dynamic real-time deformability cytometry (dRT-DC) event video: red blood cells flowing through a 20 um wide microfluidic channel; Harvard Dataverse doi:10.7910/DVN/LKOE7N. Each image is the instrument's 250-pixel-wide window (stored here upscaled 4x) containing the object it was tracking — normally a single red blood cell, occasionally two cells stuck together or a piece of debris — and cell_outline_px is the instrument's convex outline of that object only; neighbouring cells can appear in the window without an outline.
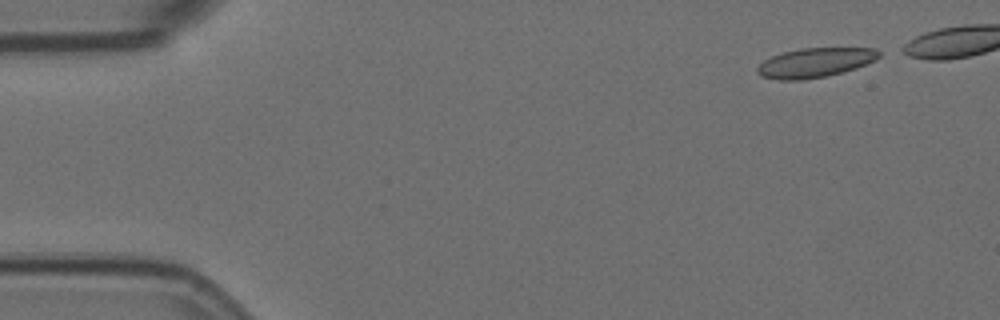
{"species": "Egyptian fruit bat (a non-hibernating species)", "species_latin": "Rousettus aegyptiacus", "temperature_condition": "room temperature", "stored_images_in_passage": 5, "camera_frame_rate_fps": 3000, "um_per_image_px": 0.085, "animal": {"sex": "female"}, "frame": {"image": 1, "passage_image": 1, "time_ms": 0.0, "image_size_px": [1000, 320], "cell_outline_px": [[880, 56], [876, 60], [856, 68], [824, 76], [800, 80], [776, 80], [760, 76], [756, 72], [756, 68], [764, 60], [772, 56], [784, 52], [800, 48], [876, 48], [880, 52]], "centroid_in_image_um": [69.26, 5.32], "position_along_channel_um": 15.7, "area_um2": 20.81}}